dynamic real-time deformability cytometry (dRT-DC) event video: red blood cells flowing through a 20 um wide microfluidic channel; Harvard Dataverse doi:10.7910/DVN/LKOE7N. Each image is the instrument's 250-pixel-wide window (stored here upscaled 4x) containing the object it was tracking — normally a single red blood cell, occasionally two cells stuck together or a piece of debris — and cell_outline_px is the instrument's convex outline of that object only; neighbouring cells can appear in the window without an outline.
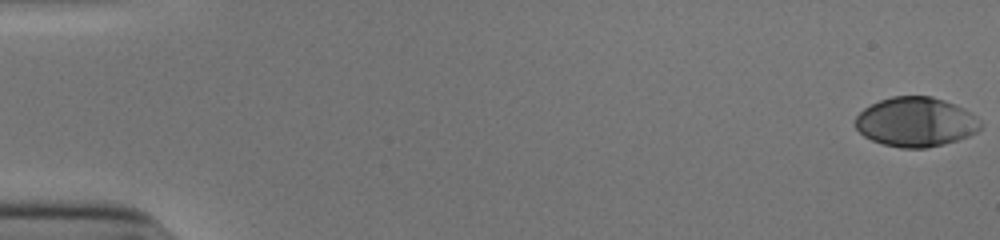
{"species": "human", "species_latin": "Homo sapiens", "temperature_condition": "cold", "stored_images_in_passage": 54, "camera_frame_rate_fps": 3000, "um_per_image_px": 0.085, "donor": {"sex": "male"}, "frame": {"image": 1, "passage_image": 1, "time_ms": 0.0, "image_size_px": [1000, 240], "cell_outline_px": [[984, 124], [976, 132], [968, 136], [956, 140], [924, 148], [900, 148], [884, 144], [872, 140], [864, 136], [856, 128], [856, 116], [864, 108], [880, 100], [892, 96], [932, 96], [944, 100], [976, 116]], "centroid_in_image_um": [77.83, 10.36], "position_along_channel_um": 7.2, "area_um2": 35.72}}
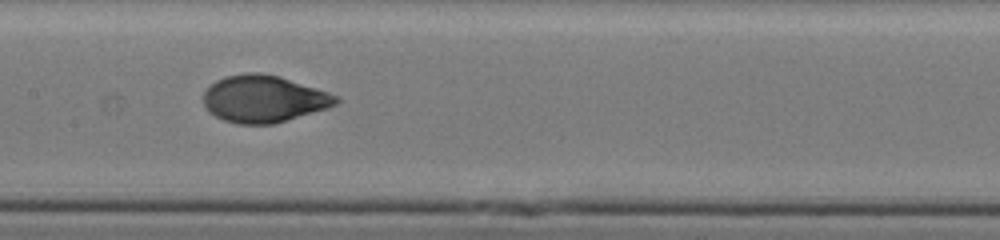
{"frame": {"image": 2, "passage_image": 28, "time_ms": 9.0, "image_size_px": [1000, 240], "cell_outline_px": [[340, 100], [336, 104], [328, 108], [272, 124], [240, 124], [224, 120], [208, 112], [204, 104], [204, 92], [216, 80], [224, 76], [244, 72], [260, 72], [280, 76], [328, 92], [336, 96]], "centroid_in_image_um": [22.4, 8.39], "position_along_channel_um": 185.0, "area_um2": 36.24}}
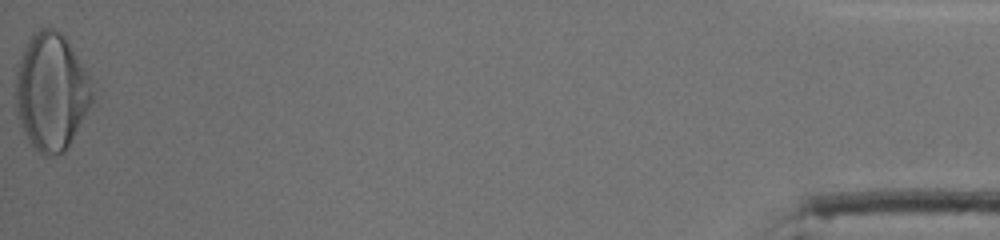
{"frame": {"image": 3, "passage_image": 54, "time_ms": 17.667, "image_size_px": [1000, 240], "cell_outline_px": [[96, 80], [92, 100], [88, 108], [64, 152], [48, 156], [44, 156], [32, 144], [16, 112], [16, 64], [20, 56], [32, 36], [40, 28], [52, 28], [60, 32], [64, 36]], "centroid_in_image_um": [4.41, 7.73], "position_along_channel_um": 430.8, "area_um2": 52.14}, "authors_computed_cell_mechanics": {"area_um2": 36.125, "velocity_mm_per_s": 3.8872, "shape_relaxation_time_tau1_ms": 4.0212, "shape_relaxation_time_tau2_ms": null, "deformation_change_tau1": 0.2223, "deformation_change_tau2": null}}